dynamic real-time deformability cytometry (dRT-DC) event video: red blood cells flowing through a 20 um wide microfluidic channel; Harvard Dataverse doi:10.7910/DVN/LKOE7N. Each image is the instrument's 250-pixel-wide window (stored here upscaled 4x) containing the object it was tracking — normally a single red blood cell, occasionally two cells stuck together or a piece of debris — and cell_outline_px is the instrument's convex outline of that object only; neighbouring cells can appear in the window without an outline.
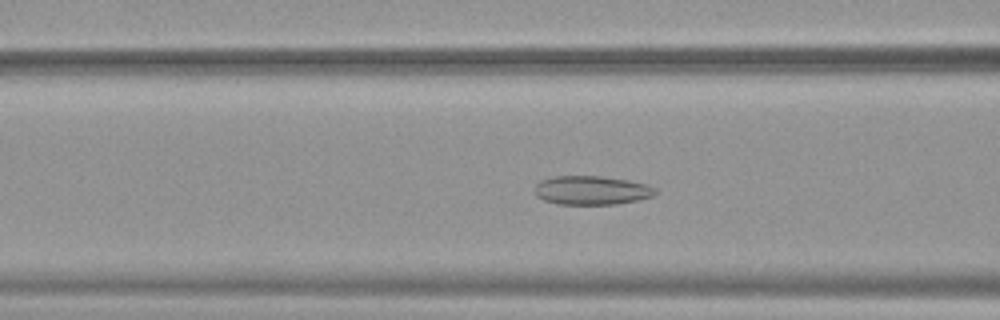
{"species": "common noctule bat (a hibernating species)", "species_latin": "Nyctalus noctula", "temperature_condition": "warm", "stored_images_in_passage": 52, "camera_frame_rate_fps": 3000, "um_per_image_px": 0.085, "animal": {"sex": "female", "body_mass_g": 19.9}, "frame": {"image": 1, "passage_image": 21, "time_ms": 6.667, "image_size_px": [1000, 320], "cell_outline_px": [[656, 192], [652, 196], [640, 200], [616, 204], [560, 204], [544, 200], [536, 196], [536, 184], [540, 180], [552, 176], [600, 176], [628, 180], [648, 184], [656, 188]], "centroid_in_image_um": [50.3, 16.17], "position_along_channel_um": 116.3, "area_um2": 20.35}}
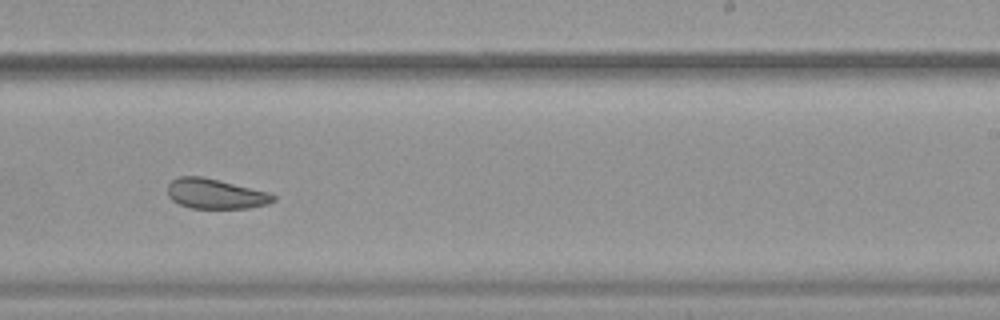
{"frame": {"image": 2, "passage_image": 33, "time_ms": 10.667, "image_size_px": [1000, 320], "cell_outline_px": [[276, 200], [268, 204], [248, 208], [192, 208], [180, 204], [172, 200], [168, 196], [168, 184], [176, 176], [204, 176], [268, 192], [276, 196]], "centroid_in_image_um": [18.31, 16.46], "position_along_channel_um": 270.7, "area_um2": 18.55}}
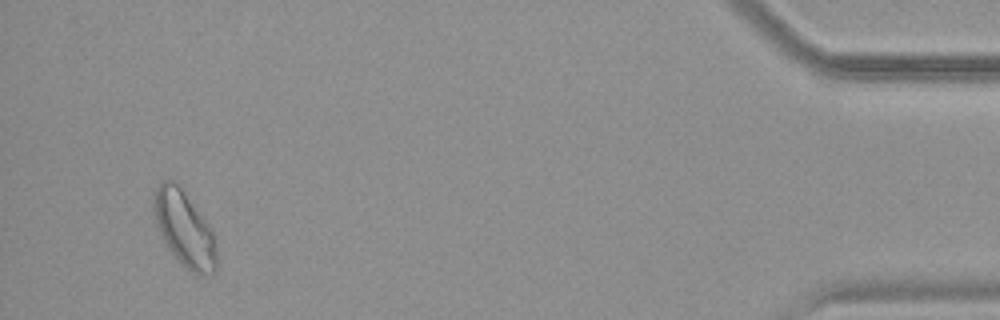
{"frame": {"image": 3, "passage_image": 50, "time_ms": 16.333, "image_size_px": [1000, 320], "cell_outline_px": [[216, 272], [192, 272], [168, 248], [160, 236], [156, 224], [152, 208], [152, 192], [156, 184], [160, 180], [176, 180], [212, 228], [216, 244]], "centroid_in_image_um": [15.62, 19.32], "position_along_channel_um": 419.6, "area_um2": 27.74}, "authors_computed_cell_mechanics": {"area_um2": 23.2356, "velocity_mm_per_s": 3.8769, "shape_relaxation_time_tau1_ms": null, "shape_relaxation_time_tau2_ms": 2.4813, "deformation_change_tau1": null, "deformation_change_tau2": 0.0958}}